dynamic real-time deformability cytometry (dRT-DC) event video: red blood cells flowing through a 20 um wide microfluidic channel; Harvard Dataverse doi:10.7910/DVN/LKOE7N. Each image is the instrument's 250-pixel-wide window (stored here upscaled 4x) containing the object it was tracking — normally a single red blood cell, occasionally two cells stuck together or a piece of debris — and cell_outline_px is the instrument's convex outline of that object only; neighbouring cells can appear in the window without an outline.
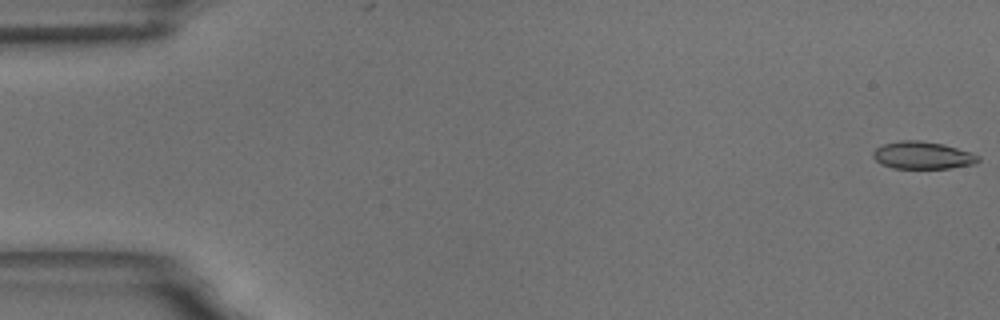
{"species": "common noctule bat (a hibernating species)", "species_latin": "Nyctalus noctula", "temperature_condition": "room temperature", "stored_images_in_passage": 6, "camera_frame_rate_fps": 3000, "um_per_image_px": 0.085, "animal": {"sex": "male", "body_mass_g": 18.8}, "frame": {"image": 1, "passage_image": 1, "time_ms": 0.0, "image_size_px": [1000, 320], "cell_outline_px": [[980, 160], [976, 164], [948, 168], [892, 168], [880, 164], [872, 156], [872, 152], [876, 148], [884, 144], [900, 140], [920, 140], [944, 144], [980, 156]], "centroid_in_image_um": [78.4, 13.2], "position_along_channel_um": 6.6, "area_um2": 16.82}}
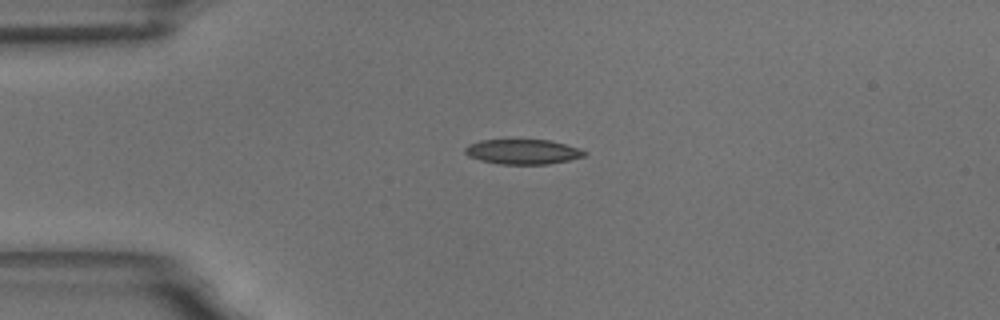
{"frame": {"image": 2, "passage_image": 4, "time_ms": 4.333, "image_size_px": [1000, 320], "cell_outline_px": [[588, 152], [584, 156], [568, 160], [548, 164], [500, 164], [480, 160], [468, 156], [464, 152], [464, 148], [468, 144], [480, 140], [548, 140], [564, 144]], "centroid_in_image_um": [44.38, 12.9], "position_along_channel_um": 40.6, "area_um2": 17.17}}